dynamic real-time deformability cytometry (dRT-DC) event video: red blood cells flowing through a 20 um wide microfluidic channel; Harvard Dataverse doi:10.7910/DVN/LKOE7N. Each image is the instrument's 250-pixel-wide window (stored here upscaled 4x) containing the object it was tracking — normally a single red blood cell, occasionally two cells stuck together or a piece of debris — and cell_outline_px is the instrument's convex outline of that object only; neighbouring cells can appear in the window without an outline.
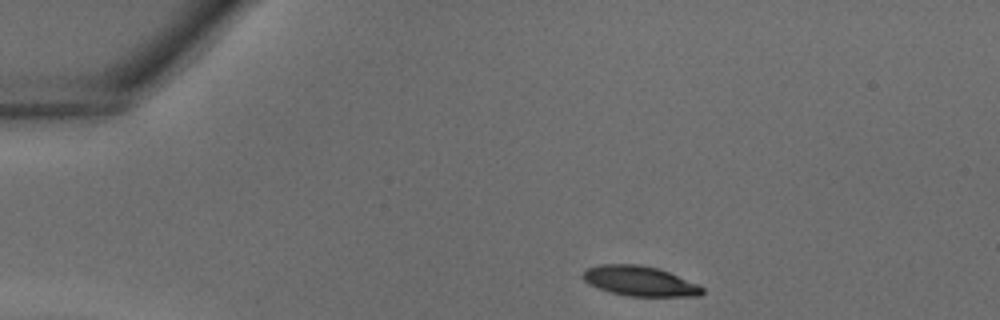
{"species": "common noctule bat (a hibernating species)", "species_latin": "Nyctalus noctula", "temperature_condition": "warm", "stored_images_in_passage": 32, "camera_frame_rate_fps": 3000, "um_per_image_px": 0.085, "animal": {"sex": "male", "body_mass_g": 18.8}, "frame": {"image": 1, "passage_image": 1, "time_ms": 0.0, "image_size_px": [1000, 320], "cell_outline_px": [[704, 292], [700, 296], [628, 296], [612, 292], [588, 284], [580, 276], [580, 272], [584, 268], [600, 264], [636, 264], [656, 268], [668, 272], [696, 284], [704, 288]], "centroid_in_image_um": [54.3, 23.88], "position_along_channel_um": 30.7, "area_um2": 20.75}}
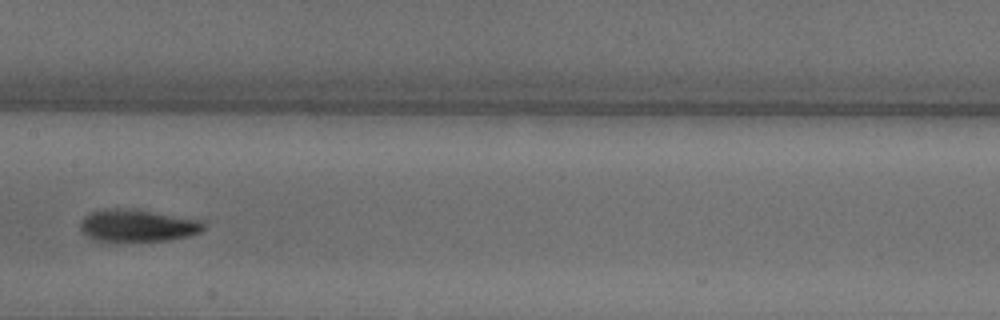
{"frame": {"image": 2, "passage_image": 14, "time_ms": 4.333, "image_size_px": [1000, 320], "cell_outline_px": [[204, 228], [200, 232], [188, 236], [168, 240], [120, 244], [92, 240], [80, 228], [80, 220], [84, 216], [92, 212], [104, 208], [128, 208], [200, 220], [204, 224]], "centroid_in_image_um": [11.61, 19.22], "position_along_channel_um": 195.8, "area_um2": 23.81}}
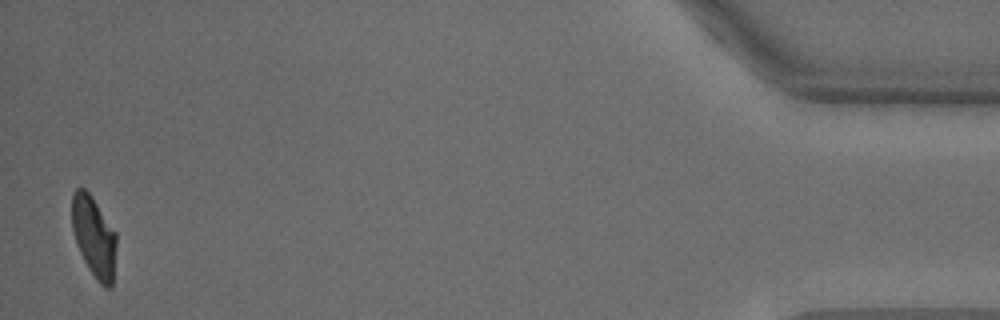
{"frame": {"image": 3, "passage_image": 32, "time_ms": 10.333, "image_size_px": [1000, 320], "cell_outline_px": [[116, 248], [112, 284], [108, 288], [104, 288], [96, 280], [88, 268], [76, 244], [72, 228], [72, 192], [76, 188], [84, 188], [92, 196], [116, 232]], "centroid_in_image_um": [7.98, 20.12], "position_along_channel_um": 427.2, "area_um2": 20.98}}